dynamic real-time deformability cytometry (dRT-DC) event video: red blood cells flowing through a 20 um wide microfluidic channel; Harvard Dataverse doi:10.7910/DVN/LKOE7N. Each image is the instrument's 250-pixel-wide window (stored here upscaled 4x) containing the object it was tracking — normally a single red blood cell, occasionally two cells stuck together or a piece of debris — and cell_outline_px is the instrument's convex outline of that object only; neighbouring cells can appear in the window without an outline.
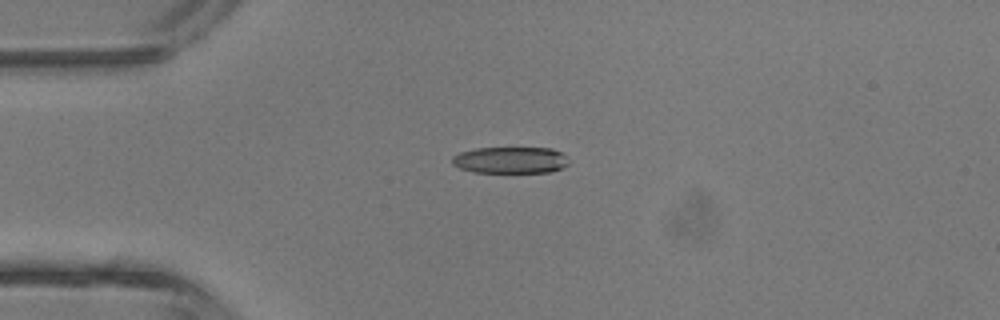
{"species": "common noctule bat (a hibernating species)", "species_latin": "Nyctalus noctula", "temperature_condition": "room temperature", "stored_images_in_passage": 4, "camera_frame_rate_fps": 3000, "um_per_image_px": 0.085, "animal": {"sex": "male", "body_mass_g": 13.3}, "frame": {"image": 1, "passage_image": 3, "time_ms": 2.333, "image_size_px": [1000, 320], "cell_outline_px": [[568, 164], [564, 168], [552, 172], [472, 172], [460, 168], [452, 164], [452, 156], [460, 152], [476, 148], [552, 148], [560, 152], [564, 156]], "centroid_in_image_um": [43.37, 13.61], "position_along_channel_um": 41.6, "area_um2": 18.03}}